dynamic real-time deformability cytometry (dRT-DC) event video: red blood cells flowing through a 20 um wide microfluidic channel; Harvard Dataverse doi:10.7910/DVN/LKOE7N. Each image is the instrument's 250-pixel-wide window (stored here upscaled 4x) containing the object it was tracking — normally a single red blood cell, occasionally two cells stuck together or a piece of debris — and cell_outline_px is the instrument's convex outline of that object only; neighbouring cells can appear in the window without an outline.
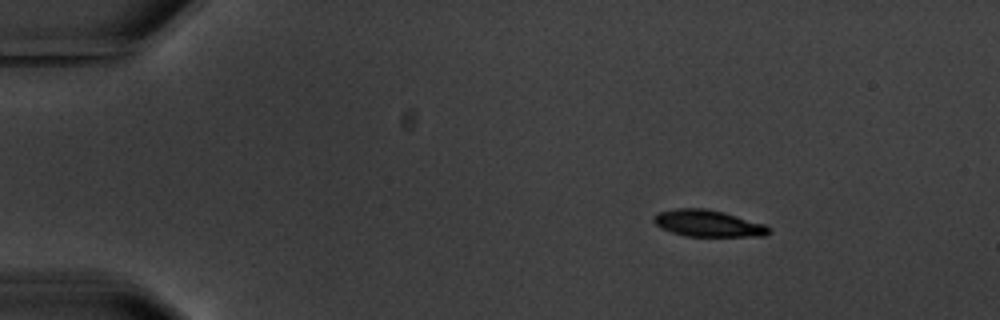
{"species": "common noctule bat (a hibernating species)", "species_latin": "Nyctalus noctula", "temperature_condition": "warm", "stored_images_in_passage": 9, "camera_frame_rate_fps": 3000, "um_per_image_px": 0.085, "animal": {"sex": "male", "body_mass_g": 20.1, "forearm_length_mm": 53.5}, "frame": {"image": 1, "passage_image": 1, "time_ms": 0.0, "image_size_px": [1000, 320], "cell_outline_px": [[772, 232], [764, 236], [688, 236], [672, 232], [660, 228], [652, 220], [652, 216], [660, 212], [676, 208], [704, 208], [724, 212], [764, 224], [772, 228]], "centroid_in_image_um": [60.19, 18.99], "position_along_channel_um": 24.8, "area_um2": 17.92}}
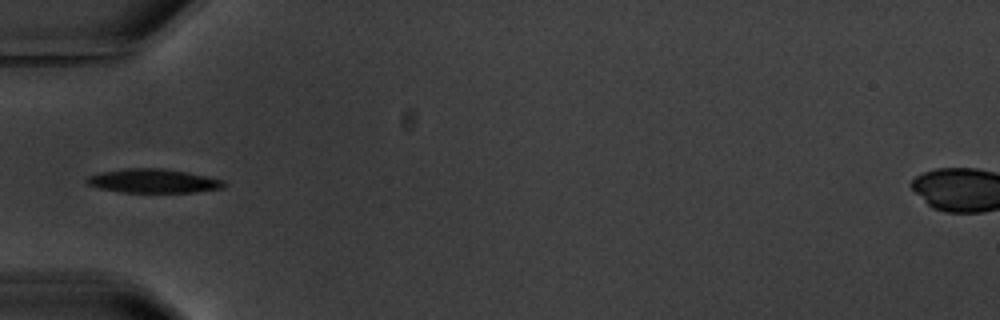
{"frame": {"image": 2, "passage_image": 4, "time_ms": 3.667, "image_size_px": [1000, 320], "cell_outline_px": [[228, 184], [224, 188], [196, 192], [124, 192], [100, 188], [88, 184], [84, 180], [88, 176], [100, 172], [124, 168], [164, 168], [188, 172], [224, 180]], "centroid_in_image_um": [13.07, 15.37], "position_along_channel_um": 71.9, "area_um2": 19.25}}